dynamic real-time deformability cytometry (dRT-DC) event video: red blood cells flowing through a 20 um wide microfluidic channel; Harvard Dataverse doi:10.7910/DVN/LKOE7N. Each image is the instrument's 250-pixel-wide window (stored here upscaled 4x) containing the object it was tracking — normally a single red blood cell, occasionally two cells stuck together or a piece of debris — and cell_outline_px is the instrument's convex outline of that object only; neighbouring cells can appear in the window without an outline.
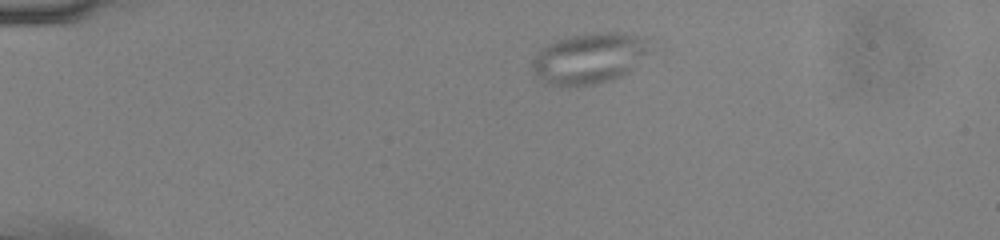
{"species": "common noctule bat (a hibernating species)", "species_latin": "Nyctalus noctula", "temperature_condition": "cold", "stored_images_in_passage": 46, "camera_frame_rate_fps": 3000, "um_per_image_px": 0.085, "animal": {"sex": "male", "body_mass_g": 13.0, "forearm_length_mm": 53.1}, "frame": {"image": 1, "passage_image": 5, "time_ms": 1.333, "image_size_px": [1000, 240], "cell_outline_px": [[648, 52], [628, 72], [612, 80], [596, 84], [544, 84], [532, 68], [532, 60], [536, 52], [540, 48], [556, 40], [572, 36], [592, 32], [624, 32], [648, 36]], "centroid_in_image_um": [50.09, 4.91], "position_along_channel_um": 34.9, "area_um2": 34.62}}
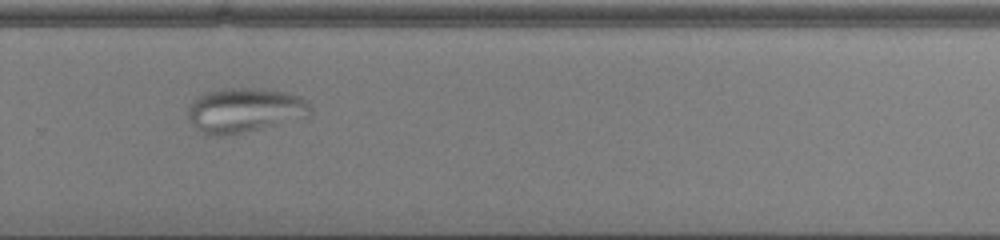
{"frame": {"image": 2, "passage_image": 31, "time_ms": 10.0, "image_size_px": [1000, 240], "cell_outline_px": [[312, 112], [308, 116], [228, 136], [204, 136], [188, 120], [188, 108], [192, 100], [204, 92], [224, 88], [252, 88], [288, 92], [300, 96], [308, 100], [312, 108]], "centroid_in_image_um": [20.76, 9.37], "position_along_channel_um": 309.0, "area_um2": 32.14}}
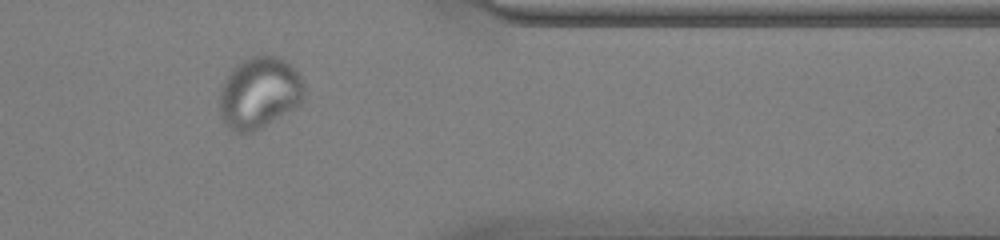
{"frame": {"image": 3, "passage_image": 38, "time_ms": 12.333, "image_size_px": [1000, 240], "cell_outline_px": [[304, 96], [300, 104], [260, 128], [252, 132], [236, 132], [224, 124], [220, 116], [220, 92], [224, 80], [236, 64], [252, 56], [276, 56], [284, 60], [300, 76], [304, 84]], "centroid_in_image_um": [22.02, 7.9], "position_along_channel_um": 389.4, "area_um2": 34.85}}